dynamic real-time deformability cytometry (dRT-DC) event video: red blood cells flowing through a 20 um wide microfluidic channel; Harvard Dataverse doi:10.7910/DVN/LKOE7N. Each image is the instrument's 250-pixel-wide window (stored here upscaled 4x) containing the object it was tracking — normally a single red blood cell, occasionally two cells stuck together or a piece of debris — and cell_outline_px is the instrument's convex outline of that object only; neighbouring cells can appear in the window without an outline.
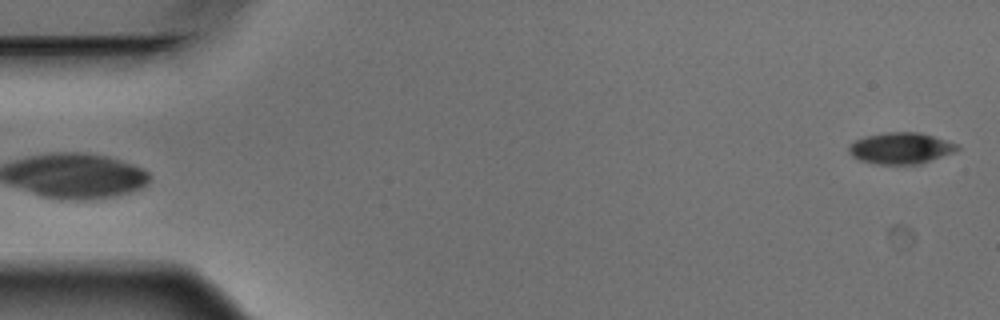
{"species": "Egyptian fruit bat (a non-hibernating species)", "species_latin": "Rousettus aegyptiacus", "temperature_condition": "warm", "stored_images_in_passage": 6, "camera_frame_rate_fps": 3000, "um_per_image_px": 0.085, "animal": {"sex": "male"}, "frame": {"image": 1, "passage_image": 6, "time_ms": 1.667, "image_size_px": [1000, 320], "cell_outline_px": [[960, 148], [952, 152], [920, 164], [876, 164], [860, 160], [852, 156], [848, 152], [848, 148], [856, 140], [864, 136], [884, 132], [920, 132], [956, 144]], "centroid_in_image_um": [76.51, 12.59], "position_along_channel_um": 8.5, "area_um2": 19.54}}